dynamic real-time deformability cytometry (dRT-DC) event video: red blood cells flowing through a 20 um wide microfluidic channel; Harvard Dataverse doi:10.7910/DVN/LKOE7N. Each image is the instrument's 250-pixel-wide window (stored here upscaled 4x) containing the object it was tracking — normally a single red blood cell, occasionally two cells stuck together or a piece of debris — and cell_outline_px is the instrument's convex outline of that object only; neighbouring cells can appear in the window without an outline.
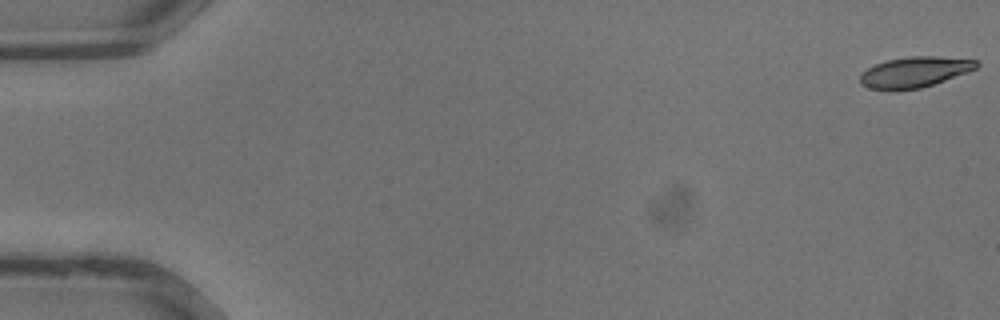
{"species": "common noctule bat (a hibernating species)", "species_latin": "Nyctalus noctula", "temperature_condition": "warm", "stored_images_in_passage": 36, "camera_frame_rate_fps": 3000, "um_per_image_px": 0.085, "animal": {"sex": "male", "body_mass_g": 13.3}, "frame": {"image": 1, "passage_image": 1, "time_ms": 0.0, "image_size_px": [1000, 320], "cell_outline_px": [[980, 64], [976, 68], [968, 72], [920, 88], [868, 88], [860, 84], [860, 76], [868, 68], [876, 64], [888, 60], [908, 56], [936, 56], [980, 60]], "centroid_in_image_um": [77.8, 6.09], "position_along_channel_um": 7.2, "area_um2": 20.23}}
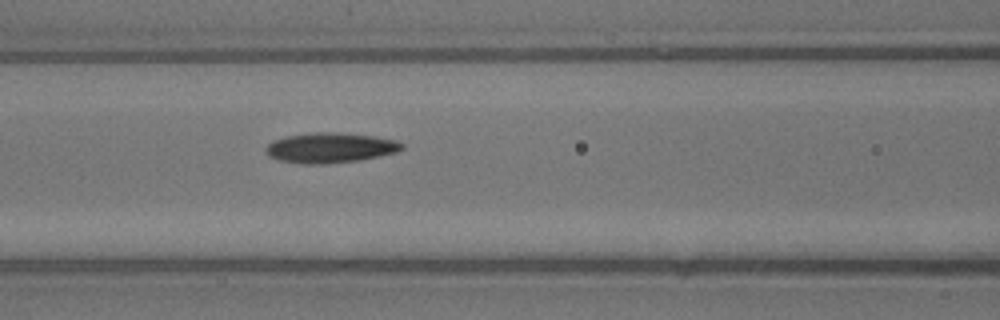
{"frame": {"image": 2, "passage_image": 16, "time_ms": 5.0, "image_size_px": [1000, 320], "cell_outline_px": [[404, 148], [396, 152], [360, 160], [324, 164], [300, 164], [280, 160], [268, 156], [264, 148], [268, 144], [276, 140], [288, 136], [316, 132], [336, 132], [372, 136], [396, 140], [404, 144]], "centroid_in_image_um": [28.07, 12.57], "position_along_channel_um": 138.5, "area_um2": 23.76}}
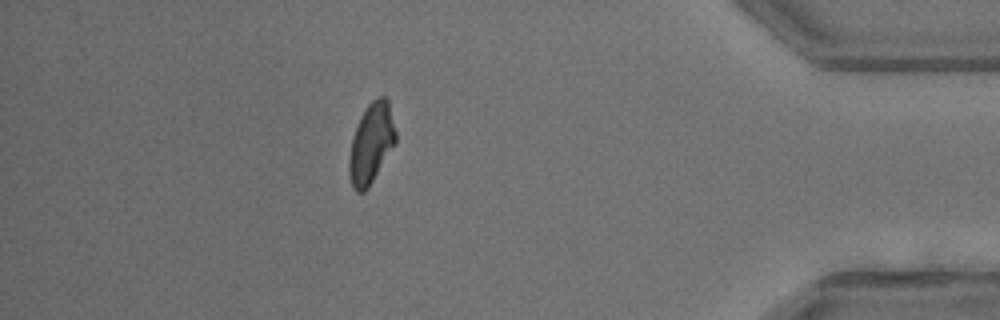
{"frame": {"image": 3, "passage_image": 32, "time_ms": 10.333, "image_size_px": [1000, 320], "cell_outline_px": [[396, 144], [368, 188], [364, 192], [356, 192], [352, 188], [348, 172], [348, 160], [352, 136], [368, 104], [372, 100], [380, 96], [384, 96], [388, 100], [396, 132]], "centroid_in_image_um": [31.55, 12.23], "position_along_channel_um": 403.6, "area_um2": 21.79}}